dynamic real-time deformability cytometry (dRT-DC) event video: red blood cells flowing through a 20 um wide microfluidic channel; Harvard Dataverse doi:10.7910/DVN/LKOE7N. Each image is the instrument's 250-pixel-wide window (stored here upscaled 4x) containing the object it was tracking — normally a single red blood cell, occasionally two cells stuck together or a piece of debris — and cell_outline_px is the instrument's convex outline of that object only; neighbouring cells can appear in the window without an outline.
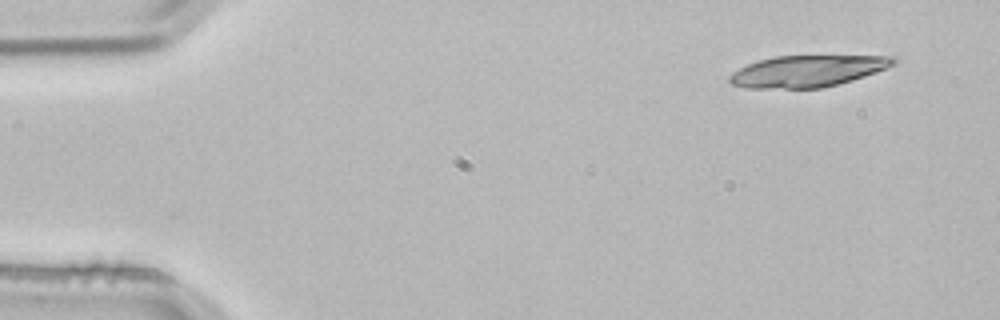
{"species": "common noctule bat (a hibernating species)", "species_latin": "Nyctalus noctula", "temperature_condition": "room temperature", "stored_images_in_passage": 3, "segment_of_instrument_passage": [2, 2], "camera_frame_rate_fps": 3000, "um_per_image_px": 0.085, "animal": {"sex": "male", "body_mass_g": 21.5, "forearm_length_mm": 52.0}, "frame": {"image": 1, "passage_image": 3, "time_ms": 0.667, "image_size_px": [1000, 320], "cell_outline_px": [[896, 64], [876, 72], [852, 80], [820, 88], [744, 88], [732, 84], [728, 80], [728, 76], [732, 72], [748, 64], [760, 60], [776, 56], [896, 56]], "centroid_in_image_um": [68.62, 6.04], "position_along_channel_um": 16.4, "area_um2": 29.94}}